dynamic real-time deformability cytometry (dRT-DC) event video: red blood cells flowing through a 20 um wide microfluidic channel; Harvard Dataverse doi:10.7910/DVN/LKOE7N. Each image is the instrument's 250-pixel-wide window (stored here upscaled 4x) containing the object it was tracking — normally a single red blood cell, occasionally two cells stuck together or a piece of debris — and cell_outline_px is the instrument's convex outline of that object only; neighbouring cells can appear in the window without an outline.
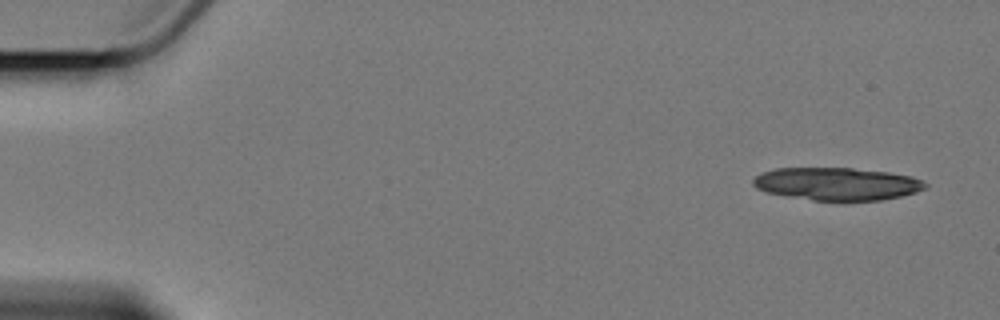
{"species": "Egyptian fruit bat (a non-hibernating species)", "species_latin": "Rousettus aegyptiacus", "temperature_condition": "cold", "stored_images_in_passage": 11, "camera_frame_rate_fps": 3000, "um_per_image_px": 0.085, "animal": {"sex": "female"}, "frame": {"image": 1, "passage_image": 1, "time_ms": 0.0, "image_size_px": [1000, 320], "cell_outline_px": [[928, 188], [916, 192], [900, 196], [880, 200], [844, 204], [812, 200], [788, 196], [768, 192], [756, 188], [752, 184], [752, 180], [760, 172], [776, 168], [852, 168], [888, 172], [912, 176], [924, 180], [928, 184]], "centroid_in_image_um": [71.18, 15.66], "position_along_channel_um": 13.8, "area_um2": 33.81}}
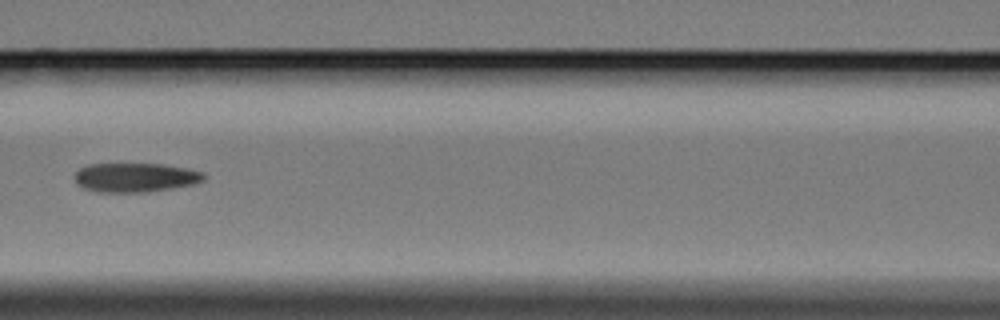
{"frame": {"image": 2, "passage_image": 7, "time_ms": 8.0, "image_size_px": [1000, 320], "cell_outline_px": [[204, 180], [192, 184], [172, 188], [148, 192], [96, 192], [84, 188], [76, 184], [72, 176], [80, 168], [88, 164], [164, 164], [188, 168], [204, 172]], "centroid_in_image_um": [11.46, 15.08], "position_along_channel_um": 155.1, "area_um2": 22.14}}
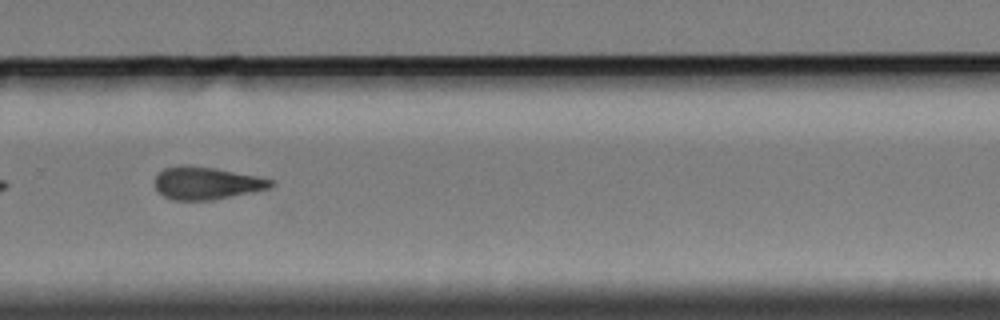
{"frame": {"image": 3, "passage_image": 11, "time_ms": 12.667, "image_size_px": [1000, 320], "cell_outline_px": [[276, 184], [268, 188], [252, 192], [212, 200], [172, 200], [164, 196], [156, 188], [156, 176], [164, 168], [180, 164], [188, 164], [216, 168], [256, 176], [272, 180]], "centroid_in_image_um": [17.54, 15.55], "position_along_channel_um": 312.3, "area_um2": 21.96}}